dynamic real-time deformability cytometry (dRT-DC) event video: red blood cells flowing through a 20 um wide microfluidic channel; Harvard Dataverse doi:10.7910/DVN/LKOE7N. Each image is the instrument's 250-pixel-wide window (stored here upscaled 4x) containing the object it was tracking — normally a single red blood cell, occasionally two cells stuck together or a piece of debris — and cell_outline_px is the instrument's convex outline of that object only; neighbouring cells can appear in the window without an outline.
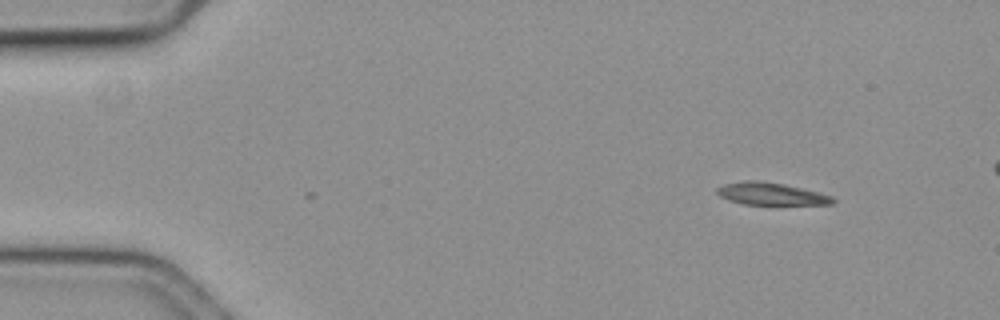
{"species": "common noctule bat (a hibernating species)", "species_latin": "Nyctalus noctula", "temperature_condition": "cold", "stored_images_in_passage": 2, "camera_frame_rate_fps": 3000, "um_per_image_px": 0.085, "animal": {"sex": "female", "body_mass_g": 19.3, "forearm_length_mm": 54.1}, "frame": {"image": 1, "passage_image": 2, "time_ms": 0.333, "image_size_px": [1000, 320], "cell_outline_px": [[836, 200], [832, 204], [744, 204], [728, 200], [720, 196], [716, 192], [716, 188], [724, 184], [744, 180], [756, 180], [784, 184], [832, 196]], "centroid_in_image_um": [65.48, 16.47], "position_along_channel_um": 19.5, "area_um2": 14.85}}